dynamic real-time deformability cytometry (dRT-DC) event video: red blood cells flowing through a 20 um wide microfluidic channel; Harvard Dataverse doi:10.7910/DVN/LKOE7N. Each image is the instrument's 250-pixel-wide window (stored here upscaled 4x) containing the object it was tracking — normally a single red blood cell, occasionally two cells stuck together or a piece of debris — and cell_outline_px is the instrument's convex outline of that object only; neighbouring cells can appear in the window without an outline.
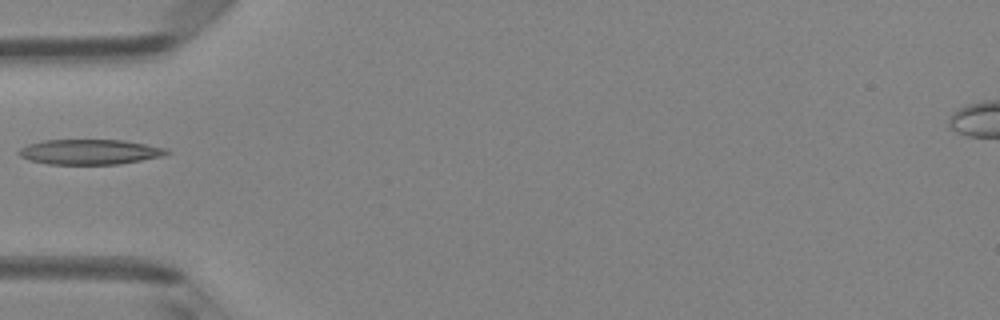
{"species": "Egyptian fruit bat (a non-hibernating species)", "species_latin": "Rousettus aegyptiacus", "temperature_condition": "room temperature", "stored_images_in_passage": 5, "camera_frame_rate_fps": 3000, "um_per_image_px": 0.085, "animal": {"sex": "female"}, "frame": {"image": 1, "passage_image": 4, "time_ms": 1.0, "image_size_px": [1000, 320], "cell_outline_px": [[172, 152], [164, 156], [120, 164], [48, 164], [28, 160], [20, 156], [16, 152], [20, 148], [28, 144], [44, 140], [124, 140], [168, 148]], "centroid_in_image_um": [7.65, 12.91], "position_along_channel_um": 77.3, "area_um2": 21.85}}
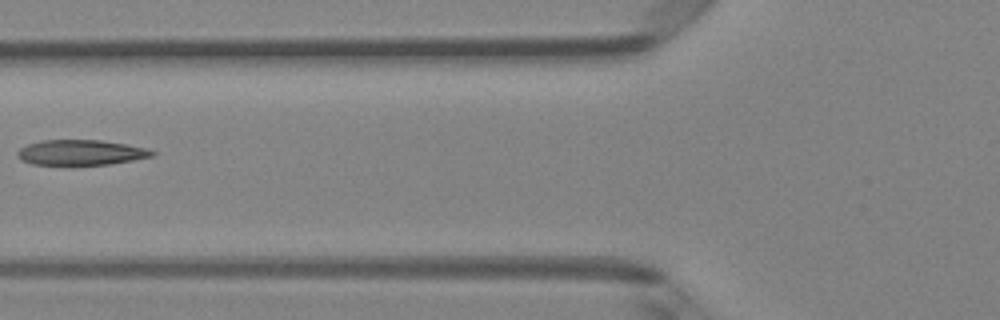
{"frame": {"image": 2, "passage_image": 5, "time_ms": 1.333, "image_size_px": [1000, 320], "cell_outline_px": [[156, 152], [152, 156], [132, 160], [108, 164], [32, 164], [20, 160], [16, 156], [16, 152], [20, 148], [28, 144], [40, 140], [100, 140], [128, 144], [148, 148]], "centroid_in_image_um": [6.85, 12.95], "position_along_channel_um": 118.9, "area_um2": 19.77}}